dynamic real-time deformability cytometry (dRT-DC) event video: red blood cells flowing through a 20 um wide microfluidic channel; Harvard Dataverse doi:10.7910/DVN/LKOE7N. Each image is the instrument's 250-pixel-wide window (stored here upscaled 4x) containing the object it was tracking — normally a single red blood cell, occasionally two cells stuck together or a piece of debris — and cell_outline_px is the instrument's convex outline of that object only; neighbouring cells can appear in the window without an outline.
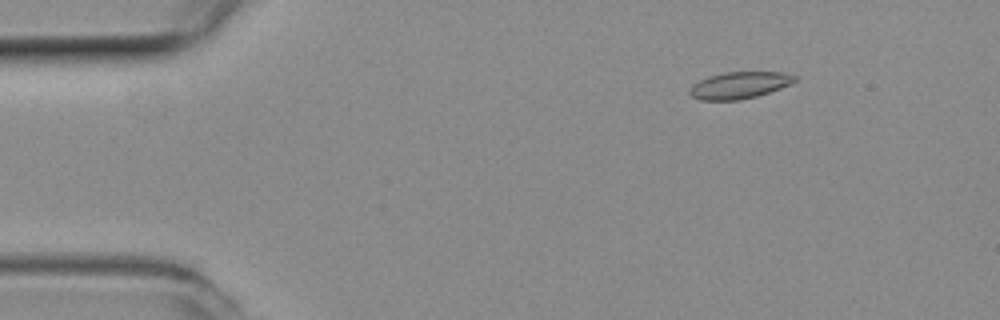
{"species": "common noctule bat (a hibernating species)", "species_latin": "Nyctalus noctula", "temperature_condition": "room temperature", "stored_images_in_passage": 52, "camera_frame_rate_fps": 3000, "um_per_image_px": 0.085, "animal": {"sex": "female", "body_mass_g": 19.3, "forearm_length_mm": 54.1}, "frame": {"image": 1, "passage_image": 7, "time_ms": 2.0, "image_size_px": [1000, 320], "cell_outline_px": [[796, 80], [792, 84], [756, 96], [740, 100], [700, 100], [692, 96], [688, 92], [688, 88], [692, 84], [708, 76], [724, 72], [784, 72], [796, 76]], "centroid_in_image_um": [62.82, 7.24], "position_along_channel_um": 22.2, "area_um2": 16.47}}
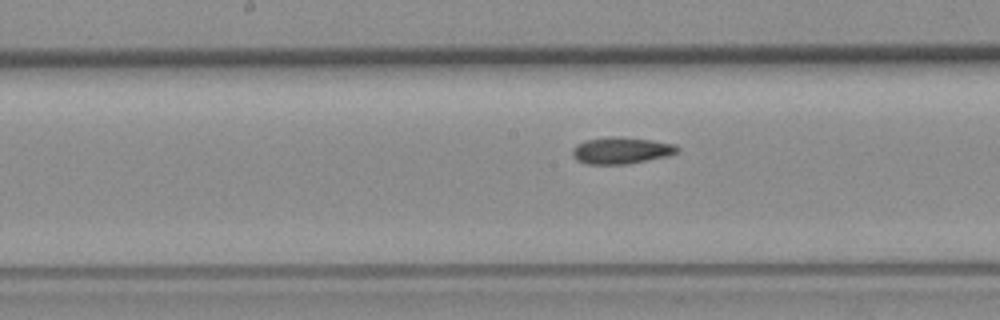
{"frame": {"image": 2, "passage_image": 26, "time_ms": 8.333, "image_size_px": [1000, 320], "cell_outline_px": [[680, 148], [676, 152], [668, 156], [628, 164], [584, 164], [576, 160], [572, 156], [572, 148], [576, 144], [584, 140], [608, 136], [616, 136], [652, 140], [676, 144]], "centroid_in_image_um": [52.77, 12.78], "position_along_channel_um": 195.4, "area_um2": 16.59}}
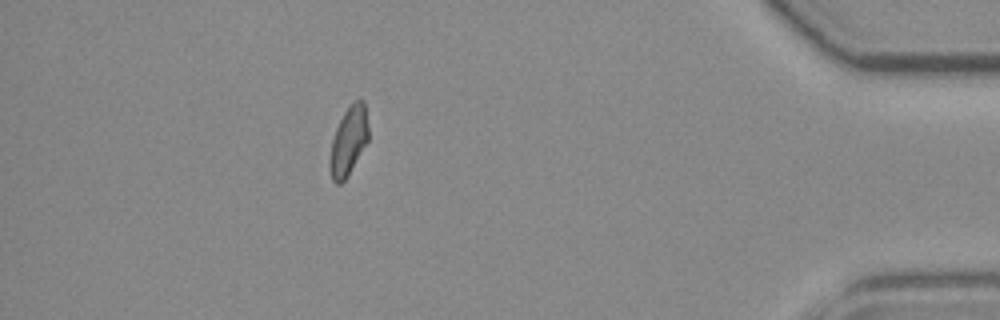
{"frame": {"image": 3, "passage_image": 46, "time_ms": 15.0, "image_size_px": [1000, 320], "cell_outline_px": [[368, 140], [348, 176], [340, 184], [336, 184], [332, 180], [328, 168], [328, 160], [332, 140], [336, 128], [344, 112], [356, 100], [364, 100], [368, 128]], "centroid_in_image_um": [29.6, 12.04], "position_along_channel_um": 405.6, "area_um2": 15.43}, "authors_computed_cell_mechanics": {"area_um2": 16.184, "velocity_mm_per_s": 3.9644, "shape_relaxation_time_tau1_ms": null, "shape_relaxation_time_tau2_ms": 6.0485, "deformation_change_tau1": null, "deformation_change_tau2": 0.1037}}